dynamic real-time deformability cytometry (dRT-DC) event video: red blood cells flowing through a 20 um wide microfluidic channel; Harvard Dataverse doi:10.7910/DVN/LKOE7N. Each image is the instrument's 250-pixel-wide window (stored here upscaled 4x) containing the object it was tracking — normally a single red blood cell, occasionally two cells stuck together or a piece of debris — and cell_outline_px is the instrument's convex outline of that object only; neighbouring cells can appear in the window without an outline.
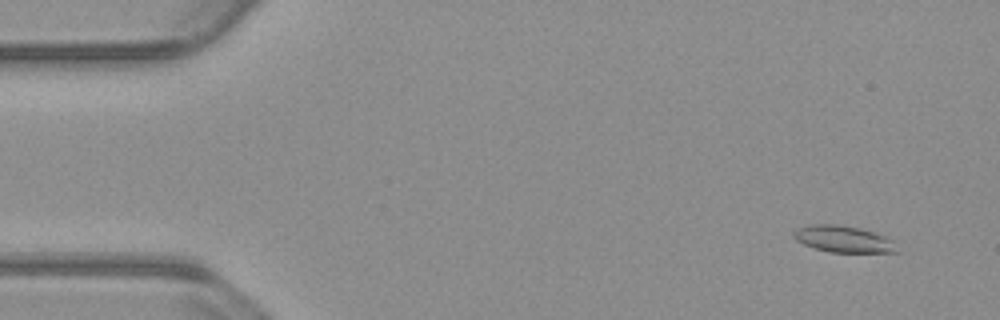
{"species": "common noctule bat (a hibernating species)", "species_latin": "Nyctalus noctula", "temperature_condition": "warm", "stored_images_in_passage": 55, "camera_frame_rate_fps": 3000, "um_per_image_px": 0.085, "animal": {"sex": "male", "body_mass_g": 23.1, "forearm_length_mm": 52.7}, "frame": {"image": 1, "passage_image": 4, "time_ms": 1.0, "image_size_px": [1000, 320], "cell_outline_px": [[900, 252], [828, 252], [812, 248], [796, 240], [792, 236], [792, 232], [796, 228], [808, 224], [836, 224], [860, 228], [884, 236], [892, 240]], "centroid_in_image_um": [71.62, 20.32], "position_along_channel_um": 13.4, "area_um2": 16.13}}
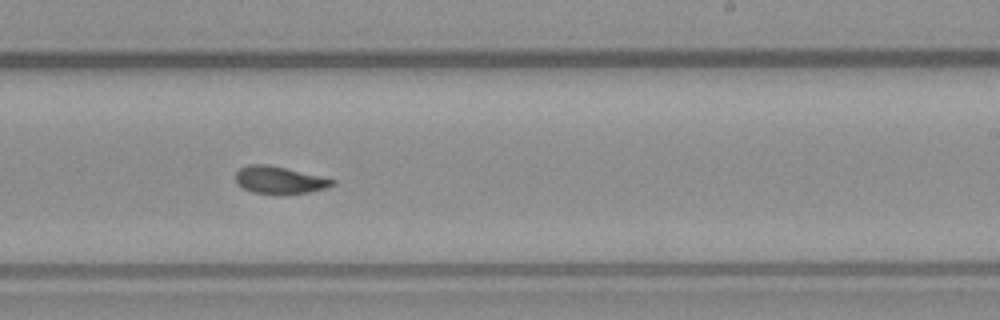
{"frame": {"image": 2, "passage_image": 33, "time_ms": 10.667, "image_size_px": [1000, 320], "cell_outline_px": [[336, 184], [328, 188], [308, 192], [284, 196], [252, 192], [236, 184], [236, 172], [240, 168], [248, 164], [268, 164], [336, 180]], "centroid_in_image_um": [23.75, 15.33], "position_along_channel_um": 265.2, "area_um2": 15.72}}
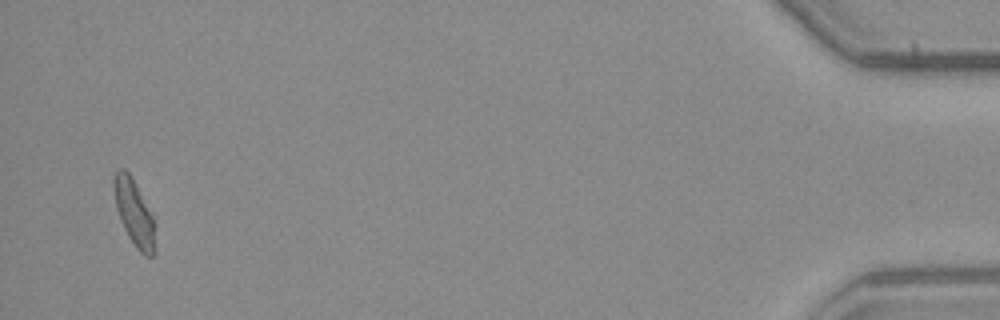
{"frame": {"image": 3, "passage_image": 53, "time_ms": 17.333, "image_size_px": [1000, 320], "cell_outline_px": [[152, 256], [144, 256], [136, 248], [128, 236], [124, 228], [116, 208], [112, 188], [112, 176], [116, 168], [124, 168], [128, 172], [136, 184], [152, 216]], "centroid_in_image_um": [11.29, 17.95], "position_along_channel_um": 423.9, "area_um2": 15.37}, "authors_computed_cell_mechanics": {"area_um2": 15.7216, "velocity_mm_per_s": 3.7769, "shape_relaxation_time_tau1_ms": null, "shape_relaxation_time_tau2_ms": 2.8115, "deformation_change_tau1": null, "deformation_change_tau2": 0.0739}}